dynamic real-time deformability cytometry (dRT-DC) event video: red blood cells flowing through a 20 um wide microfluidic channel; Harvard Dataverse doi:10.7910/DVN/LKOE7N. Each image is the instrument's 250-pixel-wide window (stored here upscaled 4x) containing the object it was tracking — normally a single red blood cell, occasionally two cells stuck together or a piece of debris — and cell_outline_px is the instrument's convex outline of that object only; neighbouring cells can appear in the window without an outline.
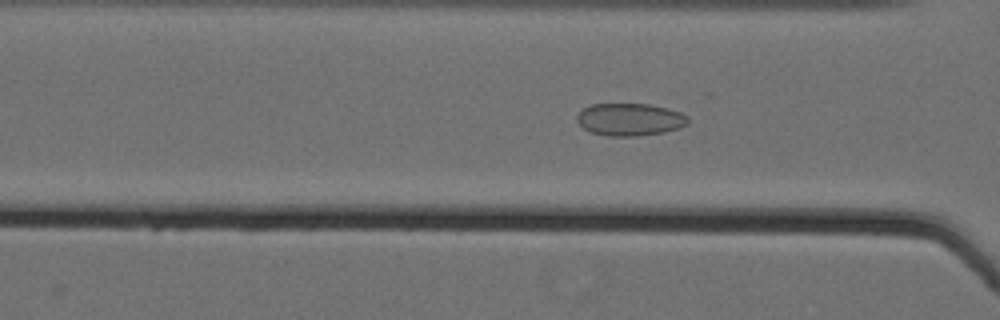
{"species": "Egyptian fruit bat (a non-hibernating species)", "species_latin": "Rousettus aegyptiacus", "temperature_condition": "cold", "stored_images_in_passage": 56, "camera_frame_rate_fps": 3000, "um_per_image_px": 0.085, "animal": {"sex": "female"}, "frame": {"image": 1, "passage_image": 29, "time_ms": 9.333, "image_size_px": [1000, 320], "cell_outline_px": [[688, 124], [680, 128], [664, 132], [636, 136], [608, 136], [592, 132], [584, 128], [576, 120], [576, 116], [584, 108], [592, 104], [648, 104], [680, 112], [688, 116]], "centroid_in_image_um": [53.54, 10.16], "position_along_channel_um": 113.1, "area_um2": 20.87}}
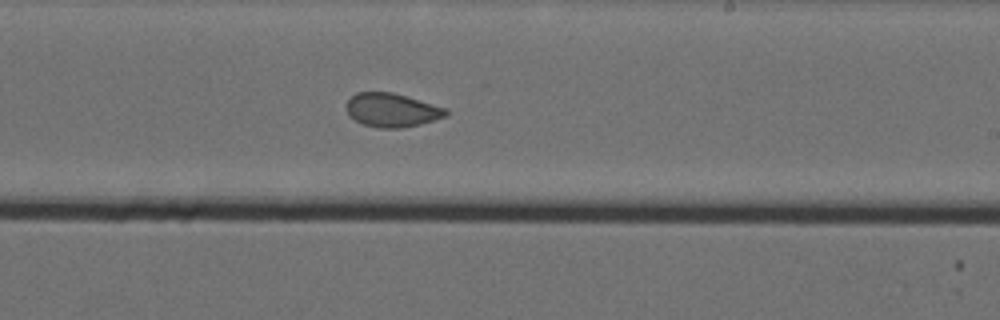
{"frame": {"image": 2, "passage_image": 41, "time_ms": 13.333, "image_size_px": [1000, 320], "cell_outline_px": [[448, 116], [420, 124], [400, 128], [380, 128], [364, 124], [348, 116], [344, 108], [344, 104], [356, 92], [392, 92], [408, 96], [448, 108]], "centroid_in_image_um": [33.3, 9.35], "position_along_channel_um": 255.7, "area_um2": 19.88}}
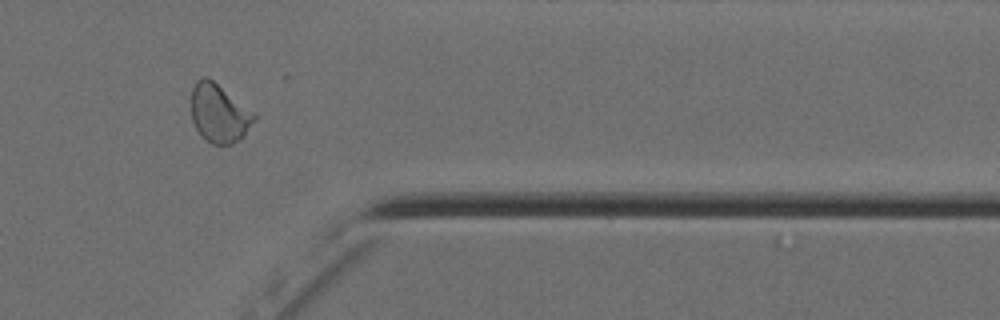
{"frame": {"image": 3, "passage_image": 53, "time_ms": 17.333, "image_size_px": [1000, 320], "cell_outline_px": [[256, 120], [244, 136], [240, 140], [232, 144], [212, 144], [196, 128], [192, 120], [192, 88], [196, 80], [204, 76], [208, 76], [252, 112], [256, 116]], "centroid_in_image_um": [18.62, 9.63], "position_along_channel_um": 392.8, "area_um2": 21.1}, "authors_computed_cell_mechanics": {"area_um2": 21.2993, "velocity_mm_per_s": 3.5593, "shape_relaxation_time_tau1_ms": null, "shape_relaxation_time_tau2_ms": 1.1277, "deformation_change_tau1": null, "deformation_change_tau2": 0.0565}}